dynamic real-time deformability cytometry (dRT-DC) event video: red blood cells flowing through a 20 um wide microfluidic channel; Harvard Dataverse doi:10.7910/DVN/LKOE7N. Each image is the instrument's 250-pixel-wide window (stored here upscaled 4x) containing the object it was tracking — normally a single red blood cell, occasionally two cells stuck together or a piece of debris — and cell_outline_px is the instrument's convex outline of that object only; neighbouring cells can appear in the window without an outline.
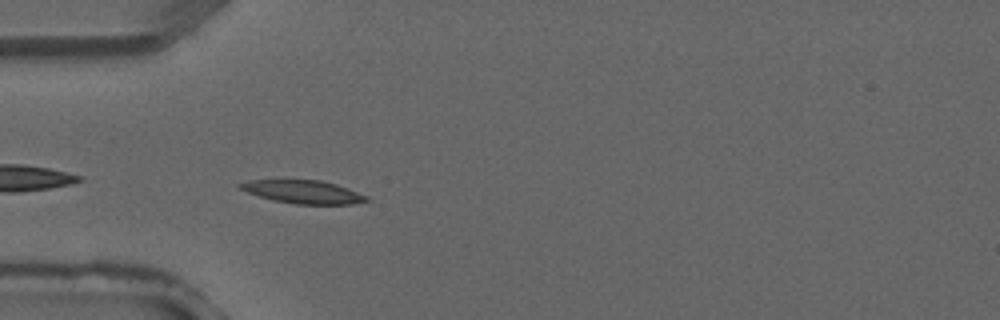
{"species": "common noctule bat (a hibernating species)", "species_latin": "Nyctalus noctula", "temperature_condition": "warm", "stored_images_in_passage": 4, "camera_frame_rate_fps": 3000, "um_per_image_px": 0.085, "animal": {"sex": "male", "forearm_length_mm": 52.5}, "frame": {"image": 1, "passage_image": 3, "time_ms": 0.667, "image_size_px": [1000, 320], "cell_outline_px": [[372, 200], [352, 204], [296, 204], [272, 200], [248, 192], [240, 188], [236, 184], [248, 180], [288, 176], [320, 180], [336, 184], [348, 188], [368, 196]], "centroid_in_image_um": [25.71, 16.24], "position_along_channel_um": 59.3, "area_um2": 18.09}}